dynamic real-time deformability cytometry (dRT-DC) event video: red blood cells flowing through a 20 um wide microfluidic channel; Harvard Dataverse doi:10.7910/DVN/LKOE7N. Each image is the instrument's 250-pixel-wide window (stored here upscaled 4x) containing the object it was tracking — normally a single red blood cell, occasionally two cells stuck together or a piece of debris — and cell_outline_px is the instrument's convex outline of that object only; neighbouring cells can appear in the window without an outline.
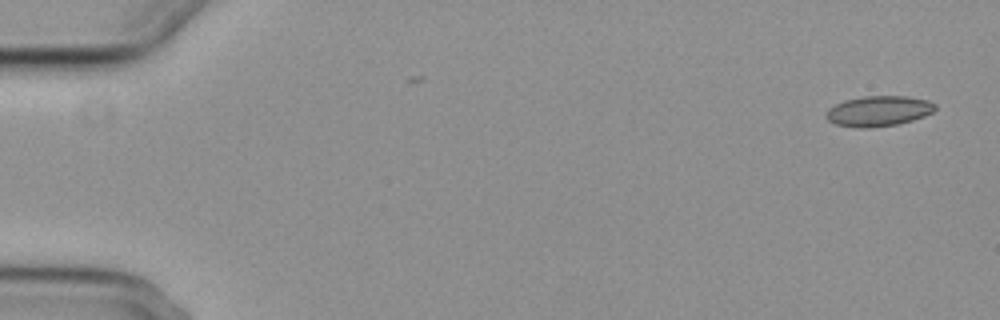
{"species": "common noctule bat (a hibernating species)", "species_latin": "Nyctalus noctula", "temperature_condition": "cold", "stored_images_in_passage": 2, "camera_frame_rate_fps": 3000, "um_per_image_px": 0.085, "animal": {"sex": "female", "body_mass_g": 29.2, "forearm_length_mm": 56.3}, "frame": {"image": 1, "passage_image": 2, "time_ms": 1.0, "image_size_px": [1000, 320], "cell_outline_px": [[936, 108], [932, 112], [924, 116], [912, 120], [896, 124], [872, 128], [856, 128], [836, 124], [828, 120], [824, 116], [828, 108], [844, 100], [864, 96], [904, 96], [928, 100], [936, 104]], "centroid_in_image_um": [74.65, 9.44], "position_along_channel_um": 10.3, "area_um2": 19.36}}